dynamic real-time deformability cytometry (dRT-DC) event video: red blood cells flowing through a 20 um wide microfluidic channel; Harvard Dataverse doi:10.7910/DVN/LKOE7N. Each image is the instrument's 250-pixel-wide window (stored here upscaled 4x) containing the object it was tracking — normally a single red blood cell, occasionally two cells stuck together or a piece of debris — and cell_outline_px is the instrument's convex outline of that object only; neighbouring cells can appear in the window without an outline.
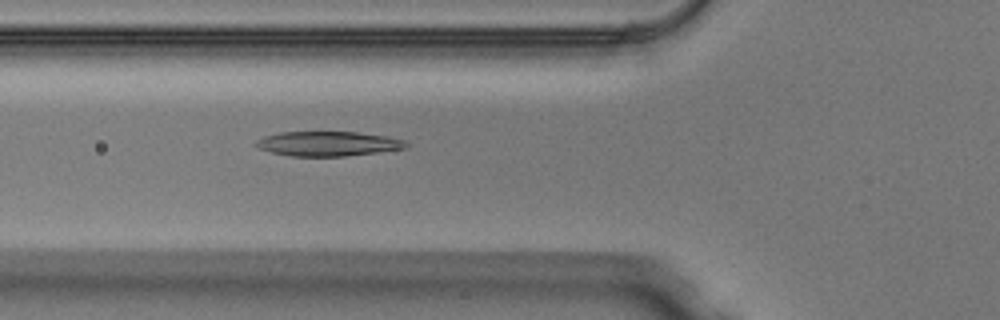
{"species": "Egyptian fruit bat (a non-hibernating species)", "species_latin": "Rousettus aegyptiacus", "temperature_condition": "warm", "stored_images_in_passage": 45, "camera_frame_rate_fps": 3000, "um_per_image_px": 0.085, "animal": {"sex": "male"}, "frame": {"image": 1, "passage_image": 16, "time_ms": 5.0, "image_size_px": [1000, 320], "cell_outline_px": [[408, 148], [344, 156], [292, 156], [272, 152], [260, 148], [252, 144], [256, 140], [264, 136], [280, 132], [356, 132], [388, 136], [408, 140]], "centroid_in_image_um": [27.91, 12.21], "position_along_channel_um": 97.9, "area_um2": 21.62}}
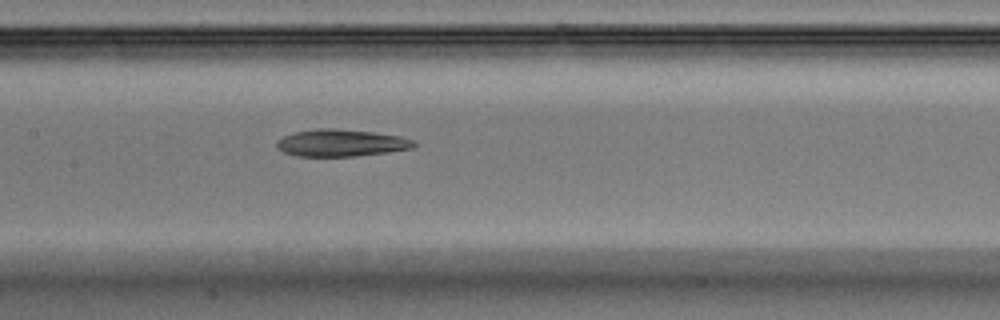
{"frame": {"image": 2, "passage_image": 22, "time_ms": 7.0, "image_size_px": [1000, 320], "cell_outline_px": [[416, 144], [412, 148], [388, 152], [356, 156], [296, 156], [284, 152], [276, 148], [276, 140], [284, 136], [296, 132], [316, 128], [336, 128], [372, 132], [400, 136], [416, 140]], "centroid_in_image_um": [28.99, 12.14], "position_along_channel_um": 178.4, "area_um2": 21.73}}
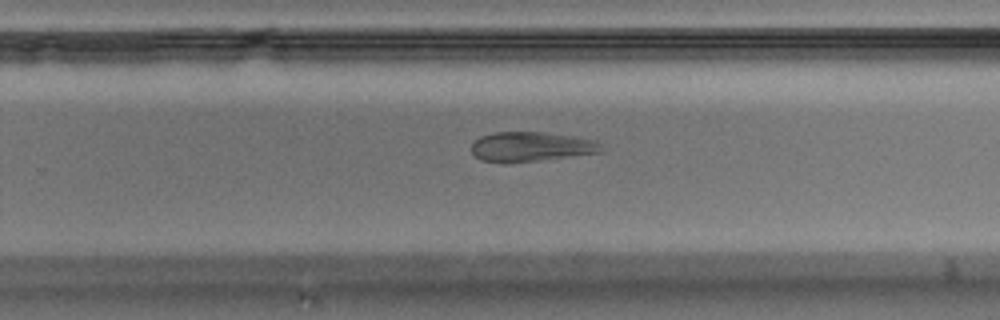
{"frame": {"image": 3, "passage_image": 30, "time_ms": 9.667, "image_size_px": [1000, 320], "cell_outline_px": [[604, 152], [508, 164], [504, 164], [480, 160], [472, 152], [472, 144], [480, 136], [492, 132], [544, 132], [572, 136], [592, 140], [600, 144]], "centroid_in_image_um": [45.09, 12.48], "position_along_channel_um": 284.7, "area_um2": 22.6}}